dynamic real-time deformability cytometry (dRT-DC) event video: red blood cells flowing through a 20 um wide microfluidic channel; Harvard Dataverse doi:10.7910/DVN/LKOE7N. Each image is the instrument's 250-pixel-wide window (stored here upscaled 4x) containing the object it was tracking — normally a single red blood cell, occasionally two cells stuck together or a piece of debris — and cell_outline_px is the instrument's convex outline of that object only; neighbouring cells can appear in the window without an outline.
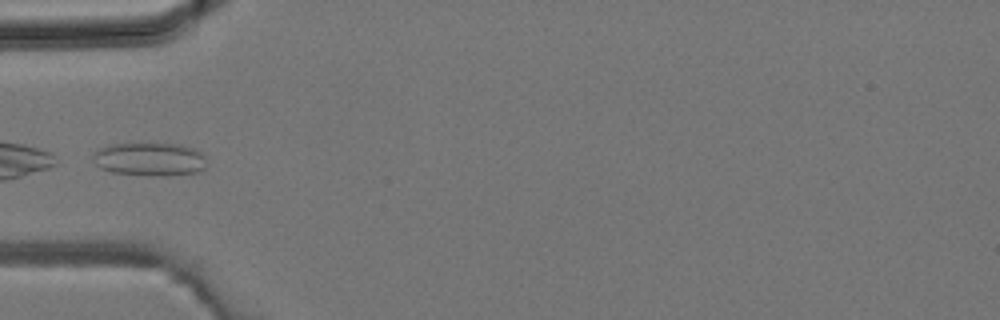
{"species": "common noctule bat (a hibernating species)", "species_latin": "Nyctalus noctula", "temperature_condition": "room temperature", "stored_images_in_passage": 3, "camera_frame_rate_fps": 3000, "um_per_image_px": 0.085, "animal": {"sex": "male", "body_mass_g": 19.2, "forearm_length_mm": 51.8}, "frame": {"image": 1, "passage_image": 3, "time_ms": 0.667, "image_size_px": [1000, 320], "cell_outline_px": [[204, 168], [196, 172], [160, 176], [152, 176], [112, 172], [100, 168], [92, 160], [92, 152], [108, 144], [152, 140], [180, 144], [192, 148], [200, 152], [204, 156]], "centroid_in_image_um": [12.64, 13.47], "position_along_channel_um": 72.4, "area_um2": 23.0}}